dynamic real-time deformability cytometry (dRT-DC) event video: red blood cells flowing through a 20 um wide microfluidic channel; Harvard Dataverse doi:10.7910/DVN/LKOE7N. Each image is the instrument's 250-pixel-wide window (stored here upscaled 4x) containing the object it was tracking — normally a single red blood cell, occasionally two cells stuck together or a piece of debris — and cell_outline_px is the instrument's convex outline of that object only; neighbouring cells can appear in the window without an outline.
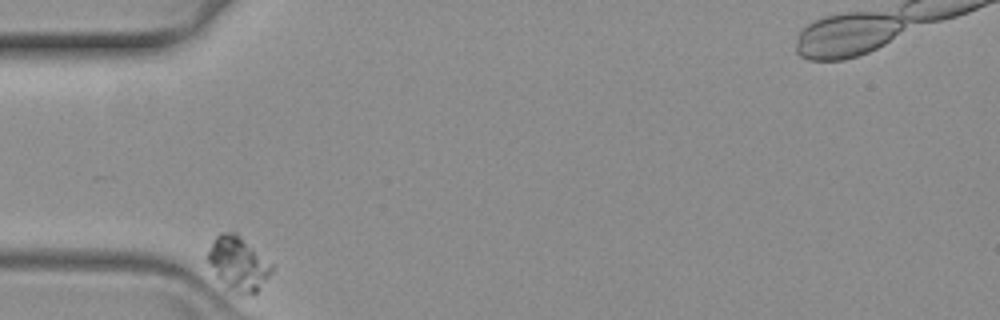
{"species": "common noctule bat (a hibernating species)", "species_latin": "Nyctalus noctula", "temperature_condition": "warm", "stored_images_in_passage": 41, "segment_of_instrument_passage": [1, 2], "camera_frame_rate_fps": 3000, "um_per_image_px": 0.085, "animal": {"sex": "female", "body_mass_g": 19.3, "forearm_length_mm": 54.1}, "frame": {"image": 1, "passage_image": 1, "time_ms": 0.0, "image_size_px": [1000, 320], "cell_outline_px": [[276, 264], [272, 272], [260, 288], [252, 296], [240, 296], [224, 288], [208, 264], [208, 252], [216, 236], [220, 232], [236, 232]], "centroid_in_image_um": [20.3, 22.45], "position_along_channel_um": 64.7, "area_um2": 20.87}}
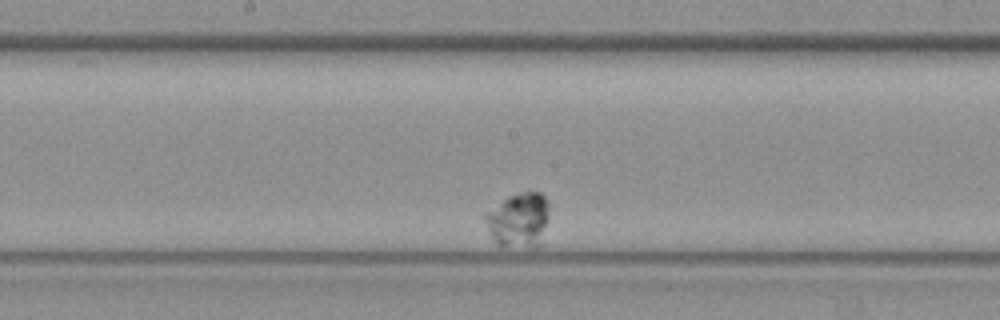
{"frame": {"image": 2, "passage_image": 19, "time_ms": 6.0, "image_size_px": [1000, 320], "cell_outline_px": [[548, 220], [544, 244], [536, 248], [496, 244], [488, 232], [484, 216], [484, 212], [508, 196], [520, 192], [540, 192], [544, 196], [548, 204]], "centroid_in_image_um": [44.11, 18.72], "position_along_channel_um": 204.1, "area_um2": 20.92}}
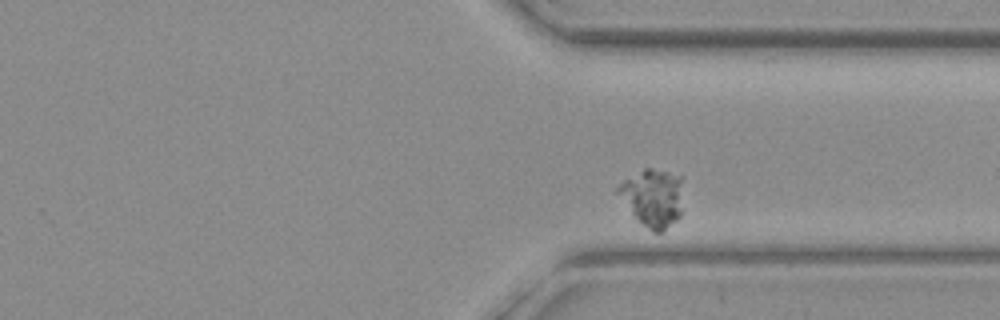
{"frame": {"image": 3, "passage_image": 36, "time_ms": 11.667, "image_size_px": [1000, 320], "cell_outline_px": [[684, 212], [664, 232], [652, 232], [636, 220], [632, 216], [616, 192], [616, 188], [624, 180], [644, 168], [652, 168], [684, 176]], "centroid_in_image_um": [55.56, 16.82], "position_along_channel_um": 355.8, "area_um2": 22.95}}